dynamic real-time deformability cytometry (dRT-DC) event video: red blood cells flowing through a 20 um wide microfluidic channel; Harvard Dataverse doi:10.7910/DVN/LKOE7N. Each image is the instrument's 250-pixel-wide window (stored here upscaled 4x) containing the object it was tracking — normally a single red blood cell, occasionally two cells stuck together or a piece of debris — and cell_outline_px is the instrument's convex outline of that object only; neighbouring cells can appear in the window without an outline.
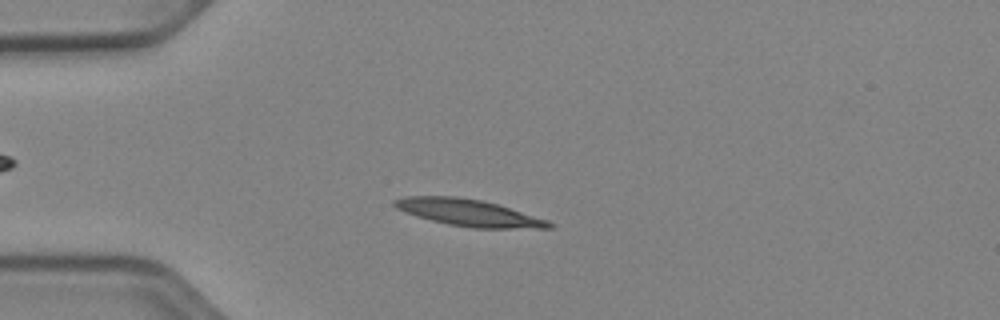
{"species": "Egyptian fruit bat (a non-hibernating species)", "species_latin": "Rousettus aegyptiacus", "temperature_condition": "cold", "stored_images_in_passage": 49, "camera_frame_rate_fps": 3000, "um_per_image_px": 0.085, "animal": {"sex": "female"}, "frame": {"image": 1, "passage_image": 11, "time_ms": 3.333, "image_size_px": [1000, 320], "cell_outline_px": [[556, 224], [552, 228], [472, 228], [448, 224], [416, 216], [404, 212], [396, 208], [392, 204], [392, 200], [404, 196], [456, 196], [480, 200], [496, 204], [548, 220]], "centroid_in_image_um": [39.8, 18.08], "position_along_channel_um": 45.2, "area_um2": 24.04}}
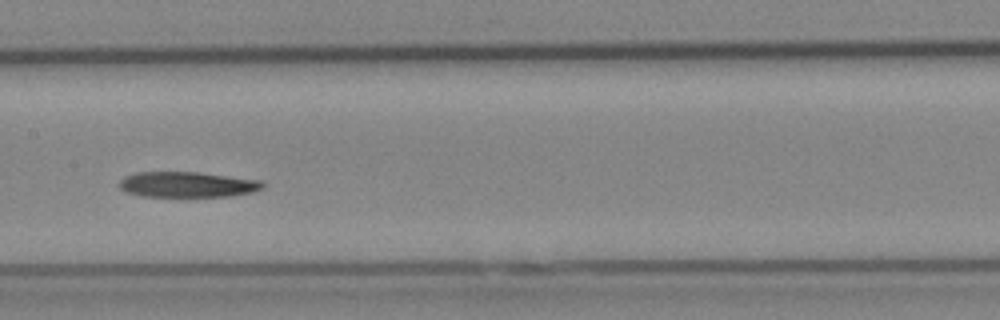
{"frame": {"image": 2, "passage_image": 24, "time_ms": 7.667, "image_size_px": [1000, 320], "cell_outline_px": [[264, 188], [252, 192], [232, 196], [144, 196], [124, 192], [120, 188], [120, 180], [124, 176], [136, 172], [200, 172], [264, 180]], "centroid_in_image_um": [15.96, 15.67], "position_along_channel_um": 191.4, "area_um2": 21.5}}
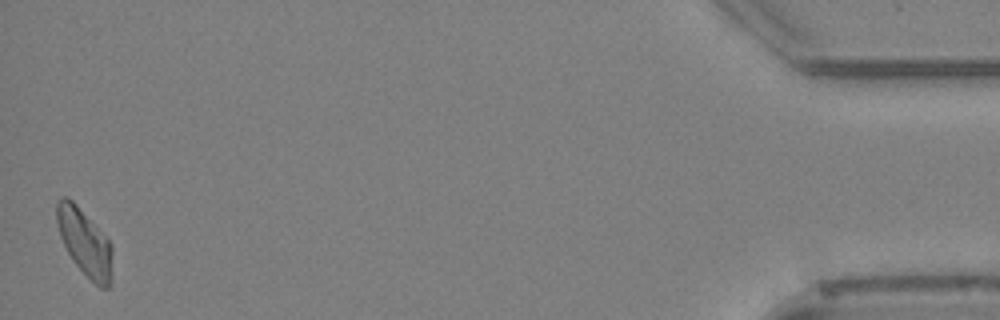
{"frame": {"image": 3, "passage_image": 49, "time_ms": 16.0, "image_size_px": [1000, 320], "cell_outline_px": [[112, 280], [108, 288], [100, 288], [72, 260], [60, 236], [56, 220], [56, 204], [60, 196], [68, 196], [76, 204], [112, 244]], "centroid_in_image_um": [7.2, 20.6], "position_along_channel_um": 428.0, "area_um2": 21.44}}